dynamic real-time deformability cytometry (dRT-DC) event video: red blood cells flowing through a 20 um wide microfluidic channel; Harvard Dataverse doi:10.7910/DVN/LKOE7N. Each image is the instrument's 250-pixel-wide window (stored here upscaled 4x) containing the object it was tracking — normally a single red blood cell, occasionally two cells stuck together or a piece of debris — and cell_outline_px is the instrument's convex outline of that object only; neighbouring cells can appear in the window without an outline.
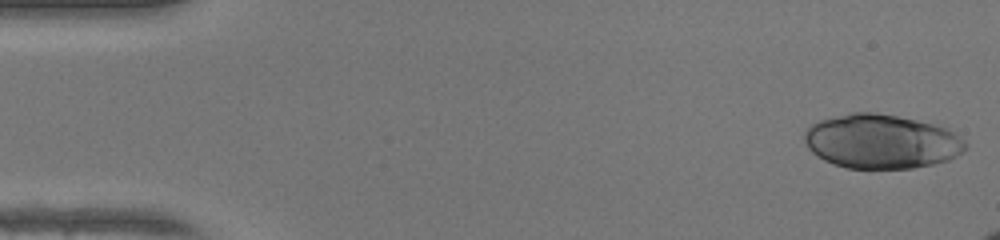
{"species": "human", "species_latin": "Homo sapiens", "temperature_condition": "warm", "stored_images_in_passage": 15, "camera_frame_rate_fps": 3000, "um_per_image_px": 0.085, "donor": {"sex": "female"}, "frame": {"image": 1, "passage_image": 1, "time_ms": 0.0, "image_size_px": [1000, 240], "cell_outline_px": [[968, 148], [964, 152], [948, 160], [932, 164], [912, 168], [848, 168], [832, 164], [816, 156], [808, 148], [804, 140], [804, 132], [812, 124], [820, 120], [852, 112], [876, 112], [916, 120], [948, 128], [964, 140], [968, 144]], "centroid_in_image_um": [74.92, 12.03], "position_along_channel_um": 10.1, "area_um2": 50.92}}
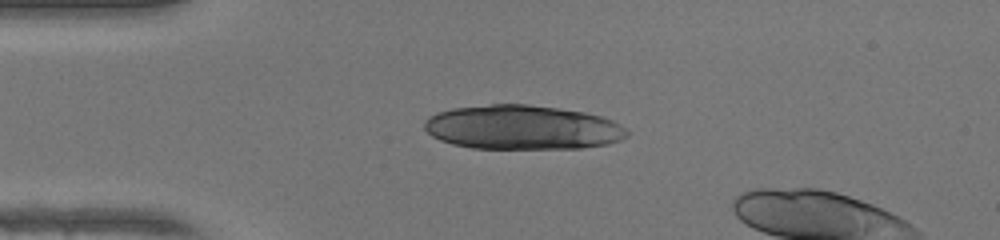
{"frame": {"image": 2, "passage_image": 11, "time_ms": 3.333, "image_size_px": [1000, 240], "cell_outline_px": [[628, 136], [620, 140], [608, 144], [580, 148], [472, 148], [452, 144], [440, 140], [432, 136], [424, 128], [424, 120], [428, 116], [436, 112], [452, 108], [492, 104], [528, 104], [584, 112], [600, 116], [612, 120], [628, 128]], "centroid_in_image_um": [44.39, 10.82], "position_along_channel_um": 40.6, "area_um2": 52.48}}